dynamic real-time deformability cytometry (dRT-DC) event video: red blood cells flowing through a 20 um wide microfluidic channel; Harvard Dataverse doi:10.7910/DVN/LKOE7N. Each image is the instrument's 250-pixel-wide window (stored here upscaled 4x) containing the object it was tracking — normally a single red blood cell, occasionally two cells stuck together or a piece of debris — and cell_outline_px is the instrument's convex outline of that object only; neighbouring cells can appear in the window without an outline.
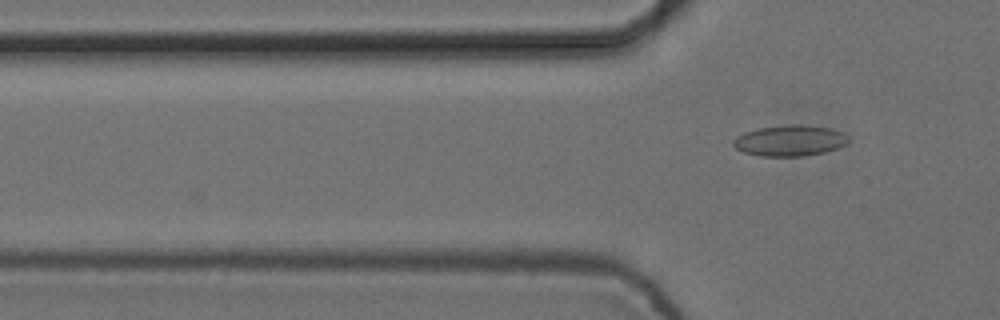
{"species": "common noctule bat (a hibernating species)", "species_latin": "Nyctalus noctula", "temperature_condition": "cold", "stored_images_in_passage": 5, "camera_frame_rate_fps": 3000, "um_per_image_px": 0.085, "animal": {"sex": "female", "body_mass_g": 24.6, "forearm_length_mm": 56.2}, "frame": {"image": 1, "passage_image": 5, "time_ms": 1.333, "image_size_px": [1000, 320], "cell_outline_px": [[848, 144], [824, 152], [804, 156], [760, 156], [744, 152], [736, 148], [732, 144], [732, 140], [736, 136], [744, 132], [760, 128], [792, 124], [804, 124], [832, 128], [844, 132], [848, 136]], "centroid_in_image_um": [67.16, 11.94], "position_along_channel_um": 58.6, "area_um2": 20.92}}